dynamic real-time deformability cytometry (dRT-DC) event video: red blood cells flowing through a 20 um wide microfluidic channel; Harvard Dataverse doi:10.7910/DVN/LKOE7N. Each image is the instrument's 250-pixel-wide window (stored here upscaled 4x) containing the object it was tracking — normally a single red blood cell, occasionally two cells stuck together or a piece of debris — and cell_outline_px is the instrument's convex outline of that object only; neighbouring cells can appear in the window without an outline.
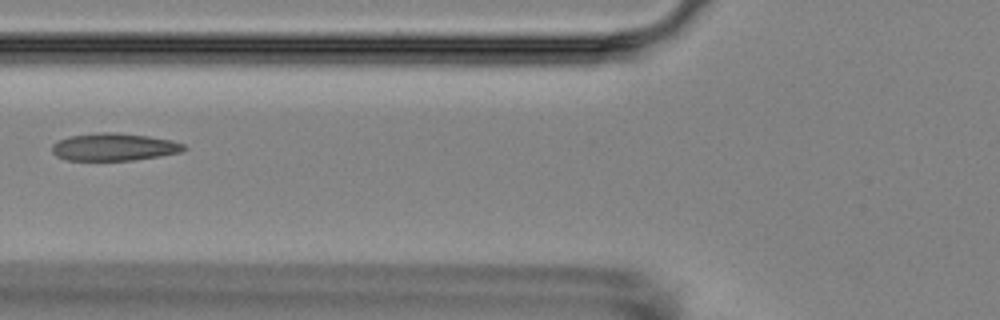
{"species": "Egyptian fruit bat (a non-hibernating species)", "species_latin": "Rousettus aegyptiacus", "temperature_condition": "room temperature", "stored_images_in_passage": 6, "camera_frame_rate_fps": 3000, "um_per_image_px": 0.085, "animal": {"sex": "female"}, "frame": {"image": 1, "passage_image": 4, "time_ms": 5.0, "image_size_px": [1000, 320], "cell_outline_px": [[188, 148], [180, 152], [160, 156], [132, 160], [68, 160], [56, 156], [52, 152], [52, 144], [68, 136], [96, 132], [116, 132], [148, 136], [172, 140], [184, 144]], "centroid_in_image_um": [9.69, 12.48], "position_along_channel_um": 116.1, "area_um2": 21.21}}
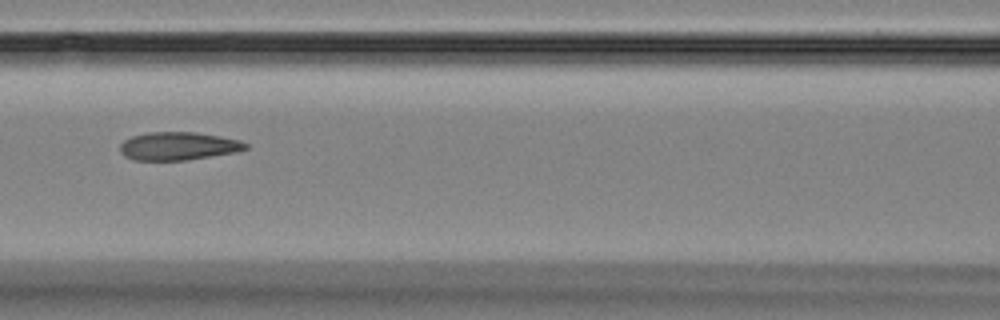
{"frame": {"image": 2, "passage_image": 5, "time_ms": 6.0, "image_size_px": [1000, 320], "cell_outline_px": [[248, 148], [236, 152], [184, 160], [132, 160], [124, 156], [120, 152], [120, 144], [124, 140], [132, 136], [148, 132], [196, 132], [220, 136], [240, 140], [248, 144]], "centroid_in_image_um": [15.13, 12.41], "position_along_channel_um": 151.5, "area_um2": 20.58}}
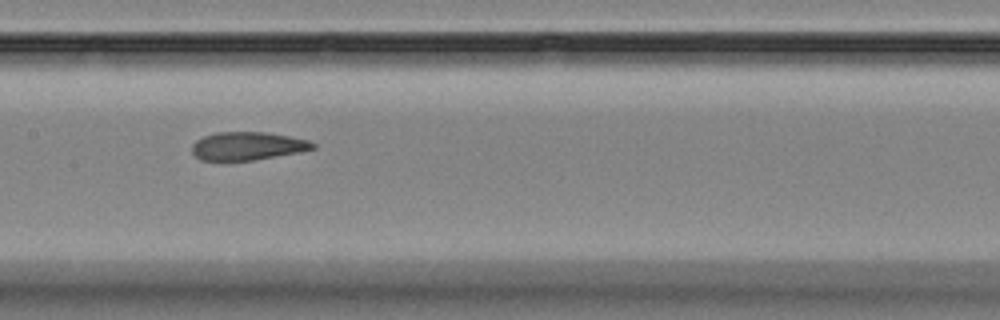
{"frame": {"image": 3, "passage_image": 6, "time_ms": 7.0, "image_size_px": [1000, 320], "cell_outline_px": [[316, 148], [300, 152], [252, 160], [200, 160], [192, 152], [192, 144], [196, 140], [204, 136], [216, 132], [264, 132], [288, 136], [308, 140], [316, 144]], "centroid_in_image_um": [21.04, 12.41], "position_along_channel_um": 186.4, "area_um2": 19.71}}